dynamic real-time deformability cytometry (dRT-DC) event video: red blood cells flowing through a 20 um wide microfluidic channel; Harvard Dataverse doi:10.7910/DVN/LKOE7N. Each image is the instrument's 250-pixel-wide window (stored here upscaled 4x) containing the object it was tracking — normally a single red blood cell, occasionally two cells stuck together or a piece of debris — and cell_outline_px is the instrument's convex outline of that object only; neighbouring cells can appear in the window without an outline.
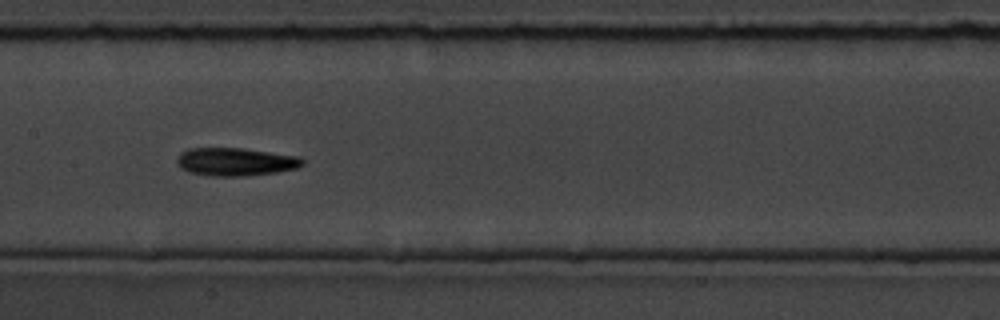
{"species": "common noctule bat (a hibernating species)", "species_latin": "Nyctalus noctula", "temperature_condition": "room temperature", "stored_images_in_passage": 42, "camera_frame_rate_fps": 3000, "um_per_image_px": 0.085, "animal": {"sex": "male", "body_mass_g": 19.5, "forearm_length_mm": 54.6}, "frame": {"image": 1, "passage_image": 13, "time_ms": 4.0, "image_size_px": [1000, 320], "cell_outline_px": [[304, 164], [296, 168], [276, 172], [244, 176], [212, 176], [188, 172], [180, 168], [176, 160], [180, 152], [188, 148], [244, 148], [300, 156], [304, 160]], "centroid_in_image_um": [20.01, 13.74], "position_along_channel_um": 187.4, "area_um2": 20.69}}
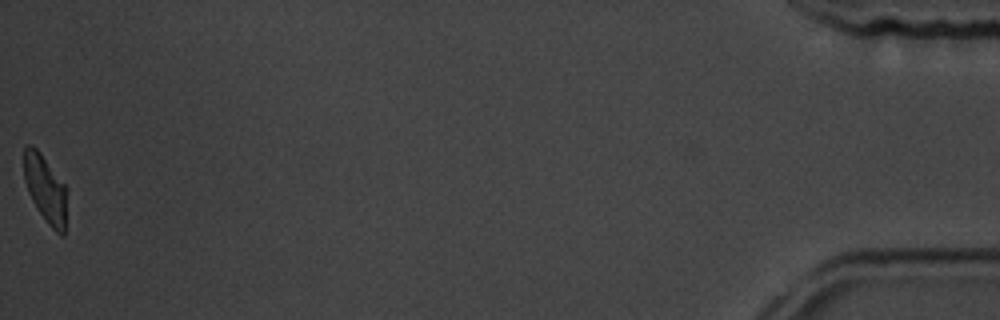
{"frame": {"image": 2, "passage_image": 42, "time_ms": 13.667, "image_size_px": [1000, 320], "cell_outline_px": [[68, 188], [64, 236], [60, 236], [48, 224], [32, 200], [28, 192], [24, 180], [24, 148], [28, 144], [32, 144], [40, 152]], "centroid_in_image_um": [3.88, 16.06], "position_along_channel_um": 431.3, "area_um2": 17.11}, "authors_computed_cell_mechanics": {"area_um2": 19.6809, "velocity_mm_per_s": 3.5545, "shape_relaxation_time_tau1_ms": 2.1951, "shape_relaxation_time_tau2_ms": 3.8975, "deformation_change_tau1": 0.1606, "deformation_change_tau2": 0.1154}}